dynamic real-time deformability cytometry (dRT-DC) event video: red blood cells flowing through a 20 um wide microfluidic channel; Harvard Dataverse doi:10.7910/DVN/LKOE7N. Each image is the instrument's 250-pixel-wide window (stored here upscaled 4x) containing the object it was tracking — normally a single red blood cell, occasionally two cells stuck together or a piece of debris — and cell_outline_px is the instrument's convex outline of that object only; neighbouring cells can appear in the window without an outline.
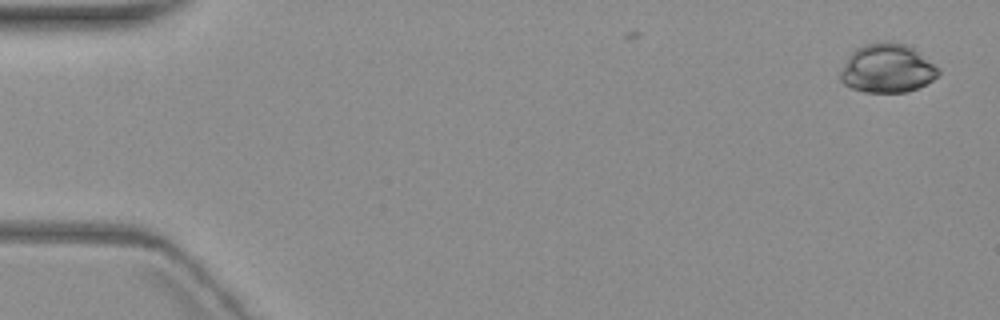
{"species": "common noctule bat (a hibernating species)", "species_latin": "Nyctalus noctula", "temperature_condition": "warm", "stored_images_in_passage": 4, "camera_frame_rate_fps": 3000, "um_per_image_px": 0.085, "animal": {"sex": "female", "body_mass_g": 19.3, "forearm_length_mm": 54.1}, "frame": {"image": 1, "passage_image": 1, "time_ms": 0.0, "image_size_px": [1000, 320], "cell_outline_px": [[940, 76], [920, 88], [908, 92], [864, 92], [852, 88], [844, 84], [840, 80], [840, 72], [848, 56], [856, 48], [868, 44], [904, 44], [920, 52], [940, 68]], "centroid_in_image_um": [75.46, 5.86], "position_along_channel_um": 9.5, "area_um2": 27.69}}
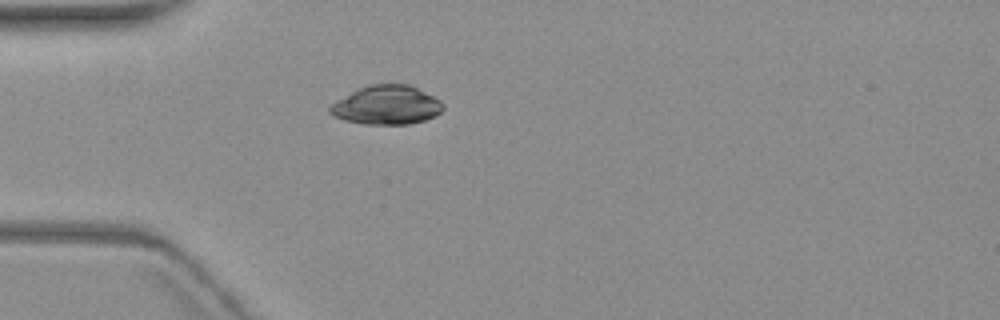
{"frame": {"image": 2, "passage_image": 4, "time_ms": 5.0, "image_size_px": [1000, 320], "cell_outline_px": [[444, 108], [436, 116], [424, 120], [408, 124], [364, 124], [344, 120], [332, 116], [328, 112], [328, 108], [336, 100], [368, 84], [412, 84], [440, 100], [444, 104]], "centroid_in_image_um": [32.87, 8.93], "position_along_channel_um": 52.1, "area_um2": 25.84}}